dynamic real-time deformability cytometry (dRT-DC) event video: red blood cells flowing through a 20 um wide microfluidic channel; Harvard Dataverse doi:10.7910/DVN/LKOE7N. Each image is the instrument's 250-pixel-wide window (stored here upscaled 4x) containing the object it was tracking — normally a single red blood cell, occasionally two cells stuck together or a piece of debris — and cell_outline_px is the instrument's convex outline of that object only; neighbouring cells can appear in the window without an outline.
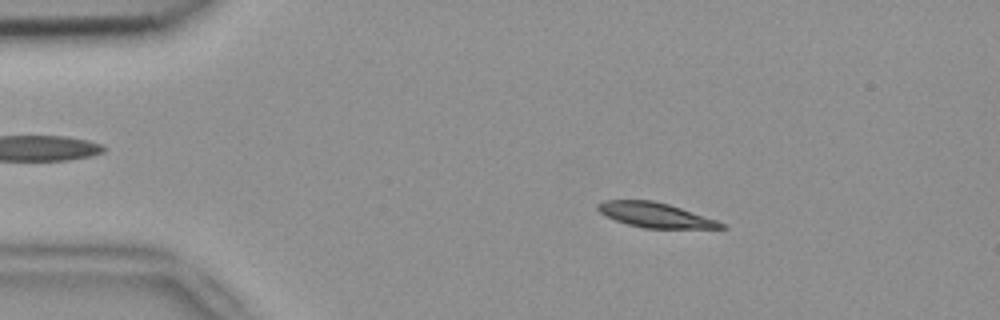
{"species": "common noctule bat (a hibernating species)", "species_latin": "Nyctalus noctula", "temperature_condition": "room temperature", "stored_images_in_passage": 53, "camera_frame_rate_fps": 3000, "um_per_image_px": 0.085, "animal": {"sex": "female", "body_mass_g": 18.4}, "frame": {"image": 1, "passage_image": 9, "time_ms": 2.667, "image_size_px": [1000, 320], "cell_outline_px": [[728, 228], [644, 228], [628, 224], [604, 216], [596, 208], [596, 204], [604, 200], [652, 200], [668, 204], [728, 224]], "centroid_in_image_um": [55.68, 18.28], "position_along_channel_um": 29.3, "area_um2": 17.74}}
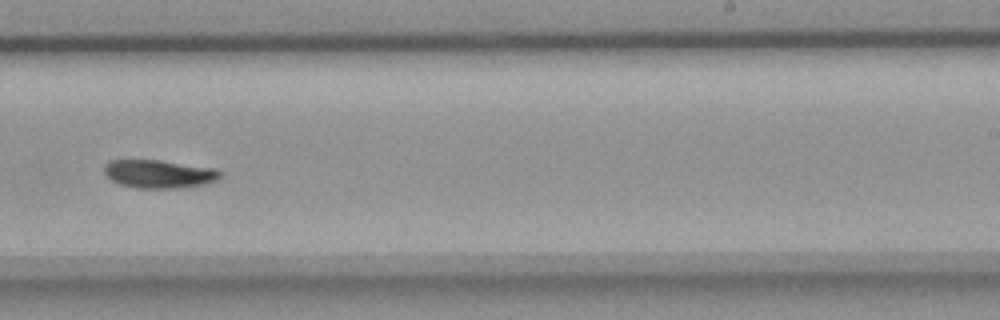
{"frame": {"image": 2, "passage_image": 33, "time_ms": 10.667, "image_size_px": [1000, 320], "cell_outline_px": [[220, 176], [216, 180], [204, 184], [188, 188], [136, 188], [120, 184], [112, 180], [104, 172], [104, 164], [108, 160], [160, 160], [216, 168], [220, 172]], "centroid_in_image_um": [13.51, 14.78], "position_along_channel_um": 275.5, "area_um2": 19.19}}
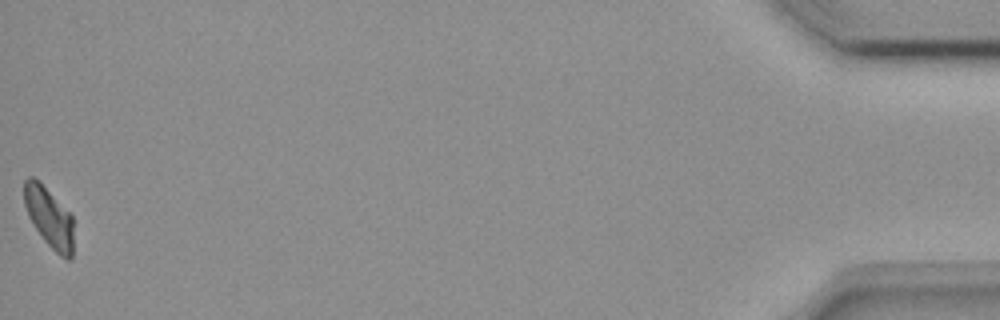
{"frame": {"image": 3, "passage_image": 53, "time_ms": 17.333, "image_size_px": [1000, 320], "cell_outline_px": [[72, 260], [68, 260], [60, 256], [44, 240], [28, 216], [24, 204], [24, 180], [28, 176], [32, 176], [40, 180], [72, 216]], "centroid_in_image_um": [4.15, 18.44], "position_along_channel_um": 431.0, "area_um2": 17.22}, "authors_computed_cell_mechanics": {"area_um2": 18.7272, "velocity_mm_per_s": 3.7847, "shape_relaxation_time_tau1_ms": 5.18, "shape_relaxation_time_tau2_ms": null, "deformation_change_tau1": 0.13, "deformation_change_tau2": null}}